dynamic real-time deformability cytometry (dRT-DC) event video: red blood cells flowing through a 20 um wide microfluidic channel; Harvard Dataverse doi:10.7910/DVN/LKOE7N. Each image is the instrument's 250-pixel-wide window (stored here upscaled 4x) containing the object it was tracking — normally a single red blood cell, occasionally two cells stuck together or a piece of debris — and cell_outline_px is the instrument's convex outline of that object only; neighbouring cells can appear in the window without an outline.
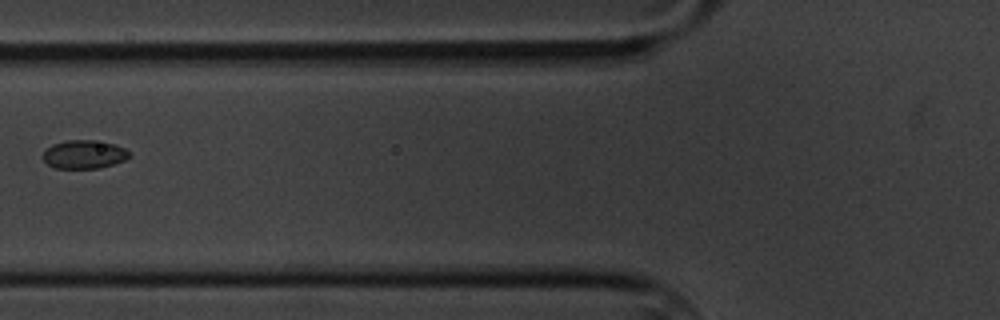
{"species": "common noctule bat (a hibernating species)", "species_latin": "Nyctalus noctula", "temperature_condition": "cold", "stored_images_in_passage": 11, "camera_frame_rate_fps": 3000, "um_per_image_px": 0.085, "animal": {"sex": "male", "body_mass_g": 20.1, "forearm_length_mm": 53.5}, "frame": {"image": 1, "passage_image": 7, "time_ms": 7.667, "image_size_px": [1000, 320], "cell_outline_px": [[128, 156], [124, 160], [100, 168], [52, 168], [40, 156], [52, 144], [68, 140], [92, 140], [116, 144], [124, 148], [128, 152]], "centroid_in_image_um": [7.1, 13.12], "position_along_channel_um": 118.7, "area_um2": 14.22}}
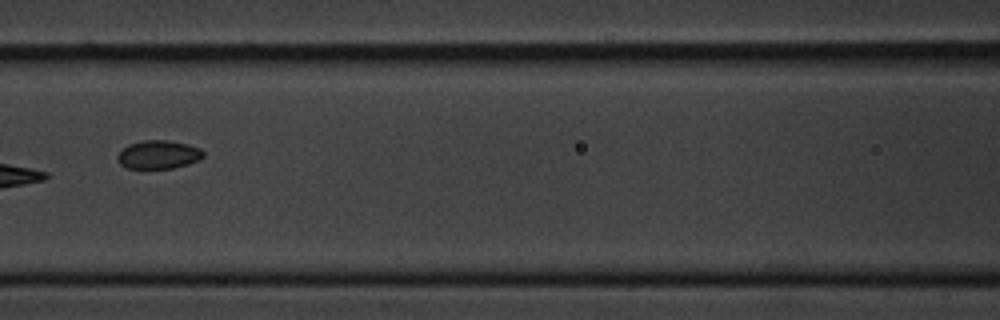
{"frame": {"image": 2, "passage_image": 8, "time_ms": 8.667, "image_size_px": [1000, 320], "cell_outline_px": [[204, 156], [200, 160], [188, 164], [172, 168], [128, 168], [120, 164], [116, 156], [128, 144], [144, 140], [168, 140], [188, 144], [200, 148], [204, 152]], "centroid_in_image_um": [13.49, 13.13], "position_along_channel_um": 153.1, "area_um2": 14.22}}
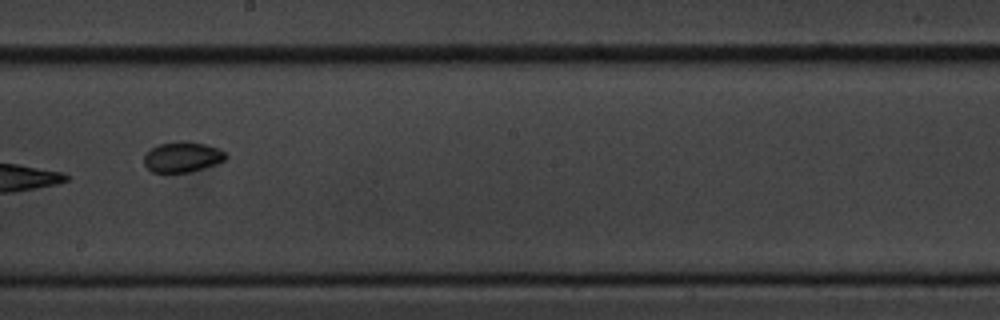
{"frame": {"image": 3, "passage_image": 10, "time_ms": 11.0, "image_size_px": [1000, 320], "cell_outline_px": [[228, 156], [224, 160], [216, 164], [188, 172], [152, 172], [144, 164], [144, 156], [156, 144], [184, 140], [188, 140], [204, 144], [216, 148], [224, 152]], "centroid_in_image_um": [15.49, 13.33], "position_along_channel_um": 232.7, "area_um2": 14.39}}